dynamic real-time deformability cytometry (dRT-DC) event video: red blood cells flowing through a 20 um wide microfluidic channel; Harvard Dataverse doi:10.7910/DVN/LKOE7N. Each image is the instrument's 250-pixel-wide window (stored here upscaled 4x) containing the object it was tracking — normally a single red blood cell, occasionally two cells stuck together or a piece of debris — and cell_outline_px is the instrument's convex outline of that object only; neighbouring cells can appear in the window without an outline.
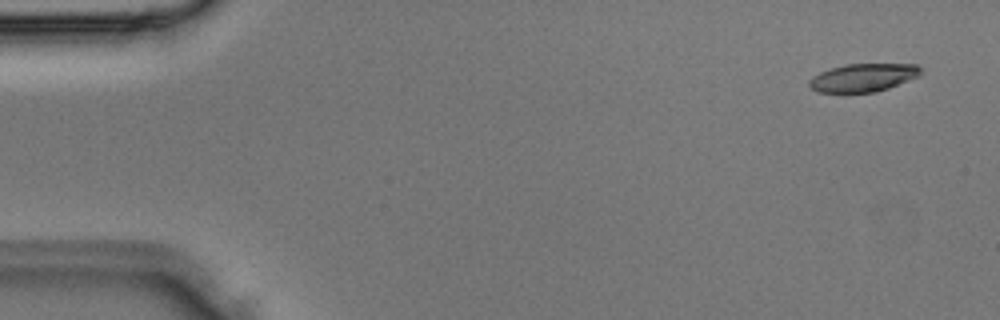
{"species": "Egyptian fruit bat (a non-hibernating species)", "species_latin": "Rousettus aegyptiacus", "temperature_condition": "room temperature", "stored_images_in_passage": 3, "camera_frame_rate_fps": 3000, "um_per_image_px": 0.085, "animal": {"sex": "male"}, "frame": {"image": 1, "passage_image": 1, "time_ms": 0.0, "image_size_px": [1000, 320], "cell_outline_px": [[920, 76], [888, 88], [876, 92], [816, 92], [808, 84], [808, 80], [812, 76], [820, 72], [832, 68], [848, 64], [916, 64], [920, 68]], "centroid_in_image_um": [73.36, 6.6], "position_along_channel_um": 11.6, "area_um2": 18.15}}